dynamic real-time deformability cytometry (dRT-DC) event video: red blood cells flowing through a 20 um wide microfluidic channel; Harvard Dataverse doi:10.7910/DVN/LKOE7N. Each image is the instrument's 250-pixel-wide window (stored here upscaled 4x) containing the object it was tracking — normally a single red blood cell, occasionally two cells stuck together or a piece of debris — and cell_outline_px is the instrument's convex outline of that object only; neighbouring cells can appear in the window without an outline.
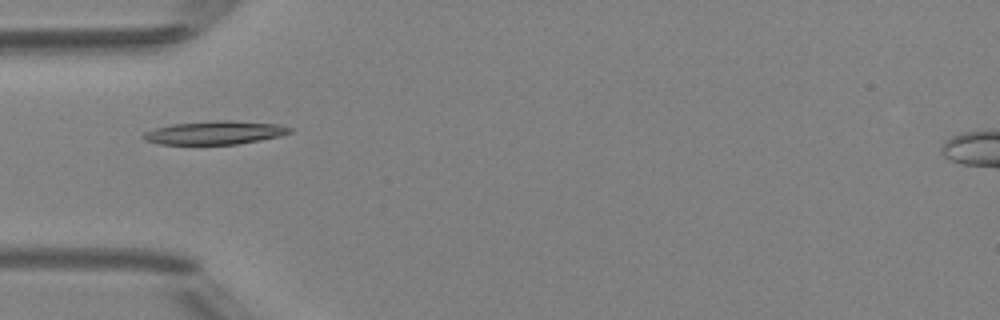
{"species": "Egyptian fruit bat (a non-hibernating species)", "species_latin": "Rousettus aegyptiacus", "temperature_condition": "room temperature", "stored_images_in_passage": 5, "camera_frame_rate_fps": 3000, "um_per_image_px": 0.085, "animal": {"sex": "female"}, "frame": {"image": 1, "passage_image": 5, "time_ms": 4.667, "image_size_px": [1000, 320], "cell_outline_px": [[292, 132], [280, 136], [260, 140], [236, 144], [160, 144], [144, 140], [144, 132], [156, 128], [172, 124], [220, 120], [228, 120], [280, 124], [292, 128]], "centroid_in_image_um": [18.31, 11.27], "position_along_channel_um": 66.7, "area_um2": 19.83}}